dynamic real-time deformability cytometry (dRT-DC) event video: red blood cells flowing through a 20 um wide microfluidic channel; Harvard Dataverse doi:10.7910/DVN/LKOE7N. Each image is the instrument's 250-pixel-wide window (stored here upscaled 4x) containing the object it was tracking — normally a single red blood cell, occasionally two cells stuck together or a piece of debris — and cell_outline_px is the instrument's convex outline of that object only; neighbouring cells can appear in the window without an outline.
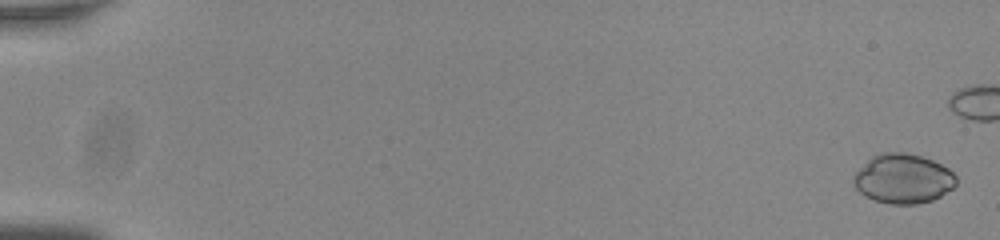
{"species": "common noctule bat (a hibernating species)", "species_latin": "Nyctalus noctula", "temperature_condition": "room temperature", "stored_images_in_passage": 10, "camera_frame_rate_fps": 3000, "um_per_image_px": 0.085, "animal": {"sex": "male", "body_mass_g": 20.0, "forearm_length_mm": 53.3}, "frame": {"image": 1, "passage_image": 2, "time_ms": 0.333, "image_size_px": [1000, 240], "cell_outline_px": [[956, 184], [952, 188], [940, 196], [932, 200], [916, 204], [888, 204], [864, 196], [852, 184], [852, 176], [872, 156], [884, 152], [904, 152], [920, 156], [932, 160], [948, 168], [956, 176]], "centroid_in_image_um": [76.74, 15.19], "position_along_channel_um": 8.3, "area_um2": 29.54}}